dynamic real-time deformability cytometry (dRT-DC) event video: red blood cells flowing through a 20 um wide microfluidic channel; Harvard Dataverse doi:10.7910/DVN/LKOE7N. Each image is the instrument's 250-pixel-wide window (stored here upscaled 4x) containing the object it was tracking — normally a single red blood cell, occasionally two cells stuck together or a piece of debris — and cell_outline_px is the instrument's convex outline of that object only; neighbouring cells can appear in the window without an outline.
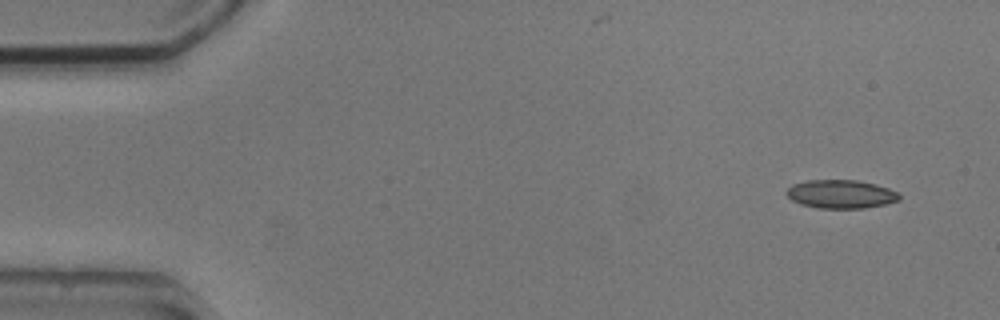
{"species": "common noctule bat (a hibernating species)", "species_latin": "Nyctalus noctula", "temperature_condition": "cold", "stored_images_in_passage": 7, "camera_frame_rate_fps": 3000, "um_per_image_px": 0.085, "animal": {"sex": "male", "body_mass_g": 20.5, "forearm_length_mm": 52.5}, "frame": {"image": 1, "passage_image": 1, "time_ms": 0.0, "image_size_px": [1000, 320], "cell_outline_px": [[900, 200], [884, 204], [864, 208], [816, 208], [800, 204], [792, 200], [784, 192], [792, 184], [808, 180], [856, 180], [876, 184], [888, 188], [896, 192], [900, 196]], "centroid_in_image_um": [71.44, 16.5], "position_along_channel_um": 13.6, "area_um2": 18.73}}
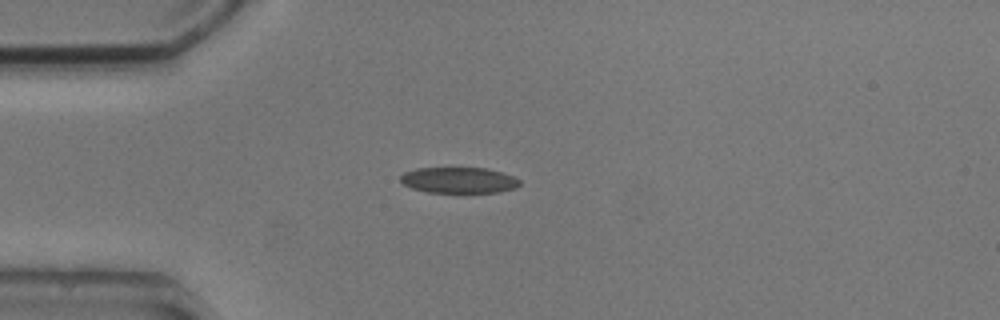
{"frame": {"image": 2, "passage_image": 3, "time_ms": 3.333, "image_size_px": [1000, 320], "cell_outline_px": [[520, 184], [516, 188], [500, 192], [428, 192], [412, 188], [404, 184], [400, 180], [400, 176], [404, 172], [416, 168], [488, 168], [512, 176], [520, 180]], "centroid_in_image_um": [39.0, 15.31], "position_along_channel_um": 46.0, "area_um2": 17.92}}